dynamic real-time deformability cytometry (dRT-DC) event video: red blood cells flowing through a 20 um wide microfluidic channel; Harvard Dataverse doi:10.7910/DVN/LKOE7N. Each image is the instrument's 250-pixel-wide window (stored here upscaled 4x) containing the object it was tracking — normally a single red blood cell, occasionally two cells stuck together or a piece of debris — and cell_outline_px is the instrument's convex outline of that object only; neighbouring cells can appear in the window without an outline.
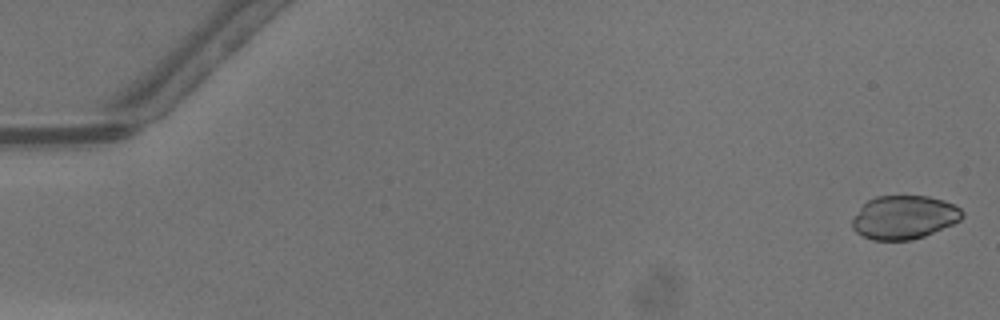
{"species": "common noctule bat (a hibernating species)", "species_latin": "Nyctalus noctula", "temperature_condition": "warm", "stored_images_in_passage": 48, "camera_frame_rate_fps": 3000, "um_per_image_px": 0.085, "animal": {"sex": "male", "body_mass_g": 13.3}, "frame": {"image": 1, "passage_image": 1, "time_ms": 0.0, "image_size_px": [1000, 320], "cell_outline_px": [[964, 216], [960, 220], [952, 224], [924, 236], [912, 240], [872, 240], [856, 232], [852, 228], [852, 220], [860, 208], [868, 200], [876, 196], [928, 196], [944, 200], [960, 208], [964, 212]], "centroid_in_image_um": [76.85, 18.47], "position_along_channel_um": 8.1, "area_um2": 27.8}}
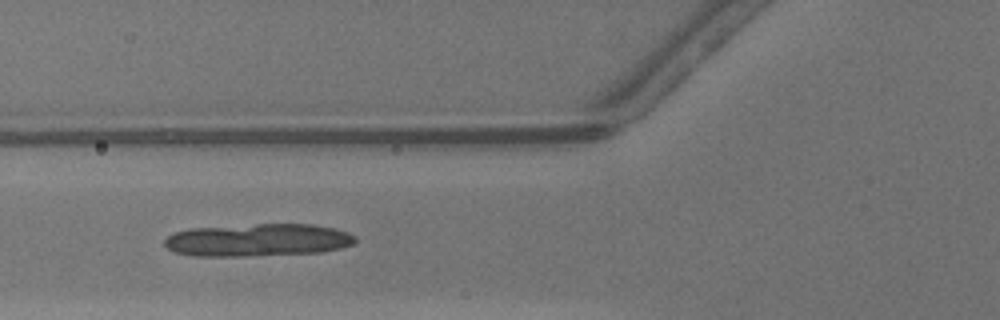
{"frame": {"image": 2, "passage_image": 19, "time_ms": 6.0, "image_size_px": [1000, 320], "cell_outline_px": [[356, 240], [352, 244], [340, 248], [320, 252], [248, 256], [192, 256], [172, 252], [164, 244], [164, 240], [168, 236], [176, 232], [188, 228], [256, 224], [312, 224], [332, 228], [348, 232], [356, 236]], "centroid_in_image_um": [21.88, 20.4], "position_along_channel_um": 103.9, "area_um2": 36.41}}
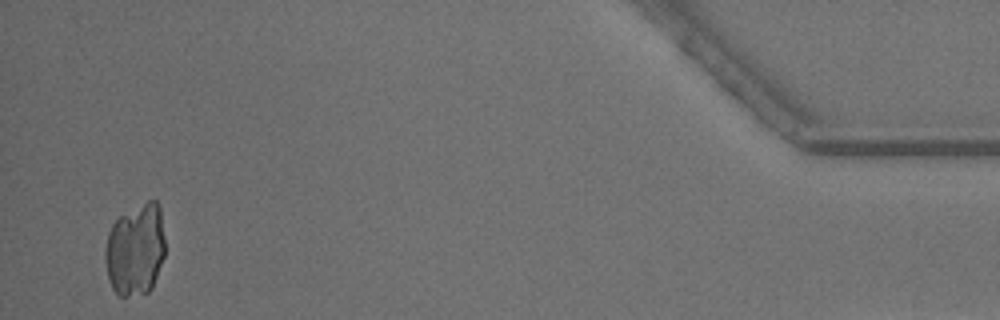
{"frame": {"image": 3, "passage_image": 47, "time_ms": 15.333, "image_size_px": [1000, 320], "cell_outline_px": [[164, 256], [152, 288], [148, 292], [124, 296], [120, 296], [112, 288], [108, 280], [104, 260], [104, 248], [108, 232], [112, 224], [120, 216], [148, 200], [156, 200], [160, 204], [164, 236]], "centroid_in_image_um": [11.49, 21.21], "position_along_channel_um": 423.7, "area_um2": 32.31}}